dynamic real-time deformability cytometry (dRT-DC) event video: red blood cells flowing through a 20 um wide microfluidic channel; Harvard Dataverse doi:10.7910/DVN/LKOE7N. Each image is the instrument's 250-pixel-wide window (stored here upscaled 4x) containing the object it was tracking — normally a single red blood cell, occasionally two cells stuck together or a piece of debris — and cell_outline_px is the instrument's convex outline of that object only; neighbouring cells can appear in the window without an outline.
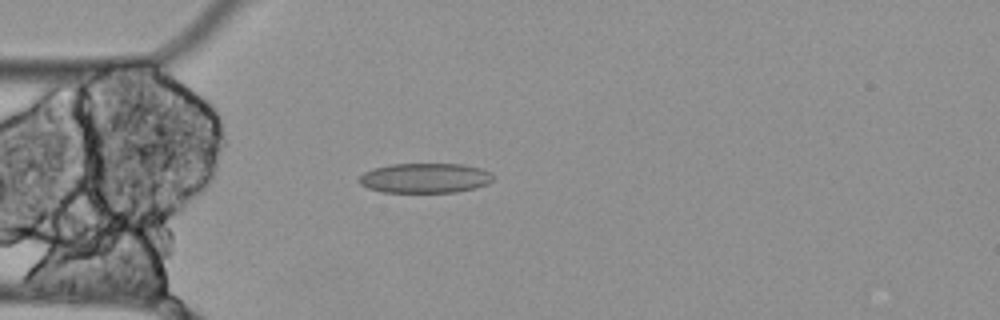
{"species": "Egyptian fruit bat (a non-hibernating species)", "species_latin": "Rousettus aegyptiacus", "temperature_condition": "cold", "stored_images_in_passage": 13, "camera_frame_rate_fps": 3000, "um_per_image_px": 0.085, "animal": {"sex": "female"}, "frame": {"image": 1, "passage_image": 3, "time_ms": 0.667, "image_size_px": [1000, 320], "cell_outline_px": [[492, 180], [488, 184], [476, 188], [456, 192], [380, 192], [368, 188], [360, 184], [360, 176], [364, 172], [372, 168], [388, 164], [464, 164], [480, 168], [492, 172]], "centroid_in_image_um": [36.13, 15.13], "position_along_channel_um": 48.9, "area_um2": 23.47}}
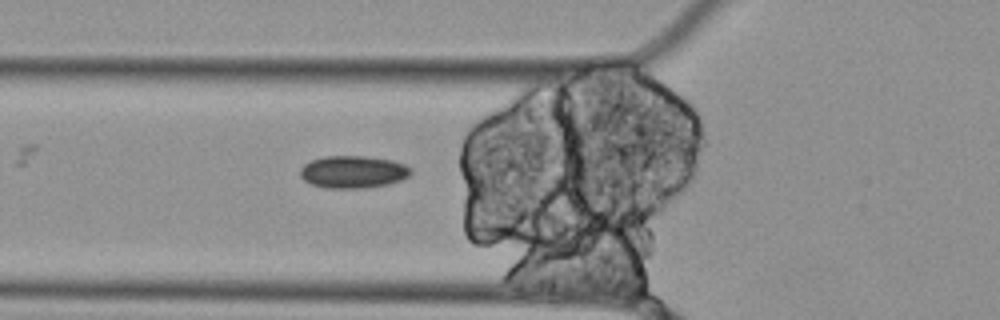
{"frame": {"image": 2, "passage_image": 7, "time_ms": 2.0, "image_size_px": [1000, 320], "cell_outline_px": [[412, 172], [408, 176], [400, 180], [388, 184], [364, 188], [324, 188], [312, 184], [304, 180], [300, 176], [300, 168], [304, 164], [312, 160], [324, 156], [364, 156], [392, 160], [404, 164], [412, 168]], "centroid_in_image_um": [30.01, 14.61], "position_along_channel_um": 95.8, "area_um2": 20.92}}
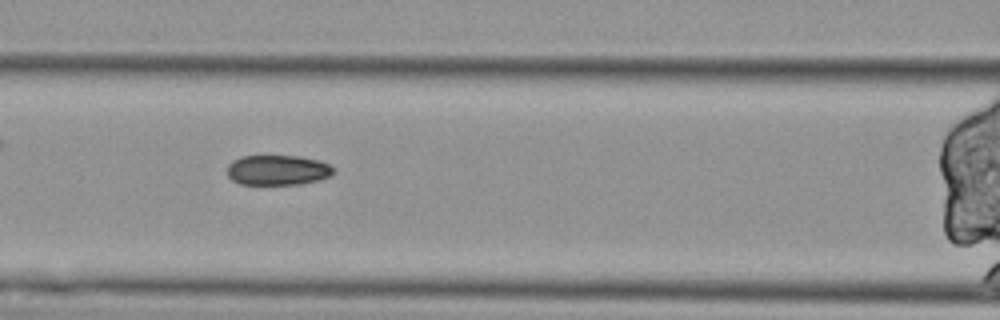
{"frame": {"image": 3, "passage_image": 11, "time_ms": 3.333, "image_size_px": [1000, 320], "cell_outline_px": [[336, 172], [332, 176], [320, 180], [300, 184], [240, 184], [232, 180], [228, 176], [228, 164], [232, 160], [240, 156], [300, 156], [320, 160], [336, 168]], "centroid_in_image_um": [23.65, 14.45], "position_along_channel_um": 142.9, "area_um2": 18.96}}